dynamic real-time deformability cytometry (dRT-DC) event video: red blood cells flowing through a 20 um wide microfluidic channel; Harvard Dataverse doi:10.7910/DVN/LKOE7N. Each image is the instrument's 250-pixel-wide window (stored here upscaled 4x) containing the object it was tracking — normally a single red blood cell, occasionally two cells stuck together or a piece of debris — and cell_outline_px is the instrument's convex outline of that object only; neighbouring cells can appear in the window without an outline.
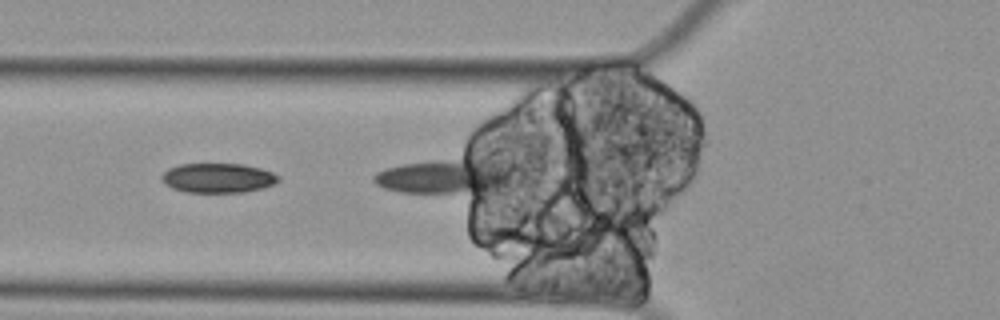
{"species": "Egyptian fruit bat (a non-hibernating species)", "species_latin": "Rousettus aegyptiacus", "temperature_condition": "cold", "stored_images_in_passage": 7, "segment_of_instrument_passage": [2, 2], "camera_frame_rate_fps": 3000, "um_per_image_px": 0.085, "animal": {"sex": "female"}, "frame": {"image": 1, "passage_image": 6, "time_ms": 1.667, "image_size_px": [1000, 320], "cell_outline_px": [[280, 180], [264, 188], [244, 192], [184, 192], [172, 188], [160, 176], [168, 168], [180, 164], [244, 164], [260, 168], [272, 172]], "centroid_in_image_um": [18.52, 15.12], "position_along_channel_um": 107.3, "area_um2": 19.94}}